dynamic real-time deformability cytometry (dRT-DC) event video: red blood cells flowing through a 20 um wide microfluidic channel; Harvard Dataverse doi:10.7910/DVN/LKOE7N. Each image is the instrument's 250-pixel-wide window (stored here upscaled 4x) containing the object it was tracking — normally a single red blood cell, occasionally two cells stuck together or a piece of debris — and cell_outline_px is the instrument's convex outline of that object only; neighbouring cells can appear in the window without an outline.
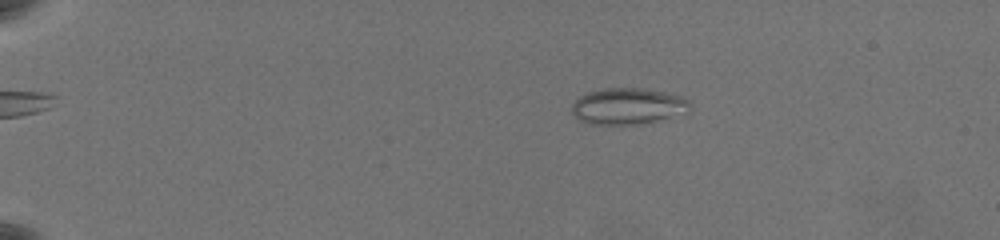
{"species": "common noctule bat (a hibernating species)", "species_latin": "Nyctalus noctula", "temperature_condition": "warm", "stored_images_in_passage": 64, "camera_frame_rate_fps": 3000, "um_per_image_px": 0.085, "animal": {"sex": "female", "body_mass_g": 19.5, "forearm_length_mm": 54.1}, "frame": {"image": 1, "passage_image": 15, "time_ms": 4.667, "image_size_px": [1000, 240], "cell_outline_px": [[688, 112], [656, 120], [636, 124], [592, 124], [580, 120], [572, 112], [572, 104], [580, 96], [588, 92], [604, 88], [644, 88], [684, 96], [688, 100]], "centroid_in_image_um": [53.36, 9.01], "position_along_channel_um": 31.6, "area_um2": 24.68}}
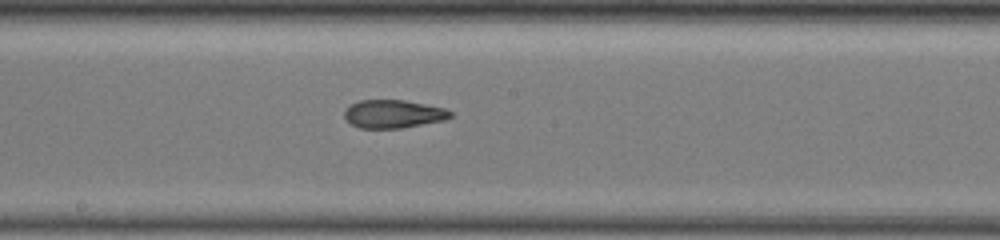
{"frame": {"image": 2, "passage_image": 39, "time_ms": 12.667, "image_size_px": [1000, 240], "cell_outline_px": [[452, 116], [444, 120], [400, 128], [360, 128], [352, 124], [344, 116], [344, 112], [352, 104], [360, 100], [404, 100], [444, 108], [452, 112]], "centroid_in_image_um": [33.44, 9.68], "position_along_channel_um": 214.8, "area_um2": 17.11}}
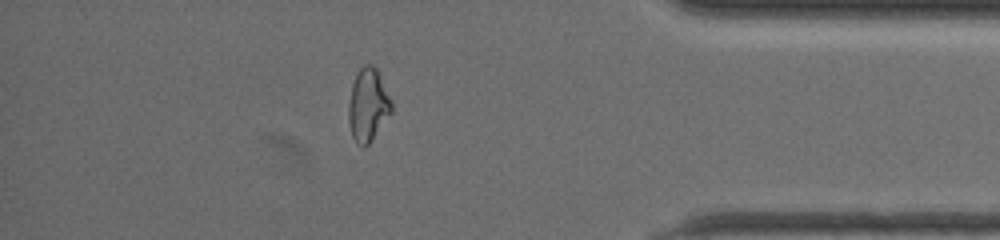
{"frame": {"image": 3, "passage_image": 57, "time_ms": 18.667, "image_size_px": [1000, 240], "cell_outline_px": [[392, 112], [372, 140], [364, 148], [356, 144], [352, 136], [348, 120], [348, 104], [352, 84], [356, 72], [364, 64], [372, 64], [376, 68], [392, 100]], "centroid_in_image_um": [31.27, 8.93], "position_along_channel_um": 403.9, "area_um2": 18.5}, "authors_computed_cell_mechanics": {"area_um2": 19.0162, "velocity_mm_per_s": 3.5423, "shape_relaxation_time_tau1_ms": null, "shape_relaxation_time_tau2_ms": 1.227, "deformation_change_tau1": null, "deformation_change_tau2": 0.0827}}